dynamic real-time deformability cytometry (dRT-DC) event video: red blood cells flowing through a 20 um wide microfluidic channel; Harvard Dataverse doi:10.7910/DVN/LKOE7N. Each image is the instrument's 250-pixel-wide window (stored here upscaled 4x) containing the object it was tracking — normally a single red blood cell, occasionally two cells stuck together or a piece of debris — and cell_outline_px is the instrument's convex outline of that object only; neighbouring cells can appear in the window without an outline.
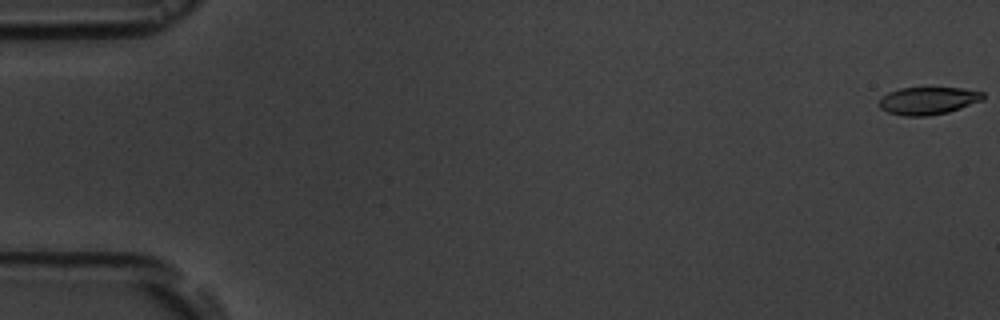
{"species": "common noctule bat (a hibernating species)", "species_latin": "Nyctalus noctula", "temperature_condition": "room temperature", "stored_images_in_passage": 6, "camera_frame_rate_fps": 3000, "um_per_image_px": 0.085, "animal": {"sex": "male", "body_mass_g": 19.5, "forearm_length_mm": 54.6}, "frame": {"image": 1, "passage_image": 1, "time_ms": 0.0, "image_size_px": [1000, 320], "cell_outline_px": [[984, 100], [948, 112], [928, 116], [904, 116], [888, 112], [880, 108], [880, 100], [888, 92], [900, 88], [960, 88], [984, 92]], "centroid_in_image_um": [78.91, 8.56], "position_along_channel_um": 6.1, "area_um2": 16.59}}
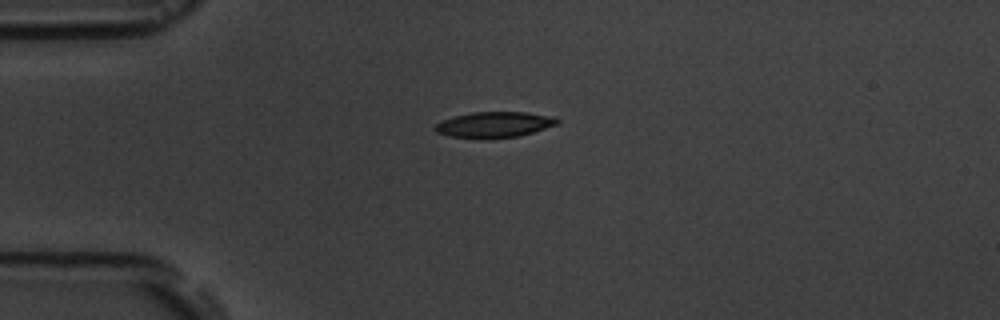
{"frame": {"image": 2, "passage_image": 5, "time_ms": 4.667, "image_size_px": [1000, 320], "cell_outline_px": [[560, 124], [532, 132], [516, 136], [448, 136], [436, 132], [432, 128], [436, 124], [444, 120], [456, 116], [472, 112], [524, 112], [556, 116], [560, 120]], "centroid_in_image_um": [42.09, 10.55], "position_along_channel_um": 42.9, "area_um2": 17.63}}